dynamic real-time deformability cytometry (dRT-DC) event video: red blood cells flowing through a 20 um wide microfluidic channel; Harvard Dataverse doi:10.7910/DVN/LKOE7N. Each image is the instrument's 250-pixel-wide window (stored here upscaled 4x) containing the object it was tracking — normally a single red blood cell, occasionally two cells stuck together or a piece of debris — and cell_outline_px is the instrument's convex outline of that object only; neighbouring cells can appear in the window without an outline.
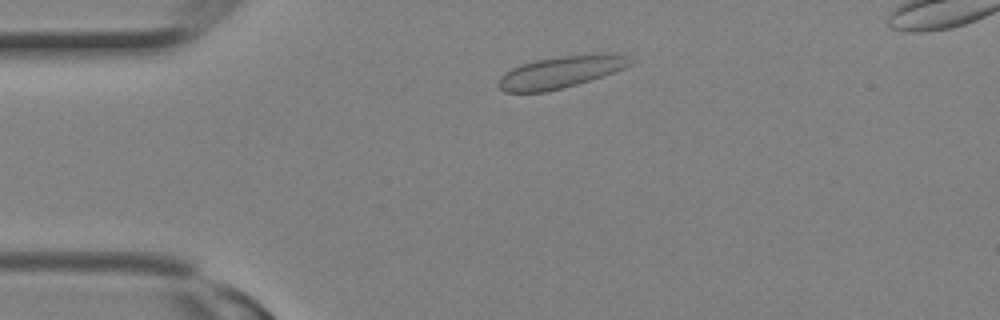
{"species": "Egyptian fruit bat (a non-hibernating species)", "species_latin": "Rousettus aegyptiacus", "temperature_condition": "room temperature", "stored_images_in_passage": 5, "camera_frame_rate_fps": 3000, "um_per_image_px": 0.085, "animal": {"sex": "female"}, "frame": {"image": 1, "passage_image": 2, "time_ms": 0.333, "image_size_px": [1000, 320], "cell_outline_px": [[632, 64], [624, 68], [576, 84], [548, 92], [504, 92], [496, 84], [500, 76], [504, 72], [520, 64], [536, 60], [560, 56], [600, 52], [616, 52], [628, 56]], "centroid_in_image_um": [47.65, 6.1], "position_along_channel_um": 37.4, "area_um2": 24.74}}